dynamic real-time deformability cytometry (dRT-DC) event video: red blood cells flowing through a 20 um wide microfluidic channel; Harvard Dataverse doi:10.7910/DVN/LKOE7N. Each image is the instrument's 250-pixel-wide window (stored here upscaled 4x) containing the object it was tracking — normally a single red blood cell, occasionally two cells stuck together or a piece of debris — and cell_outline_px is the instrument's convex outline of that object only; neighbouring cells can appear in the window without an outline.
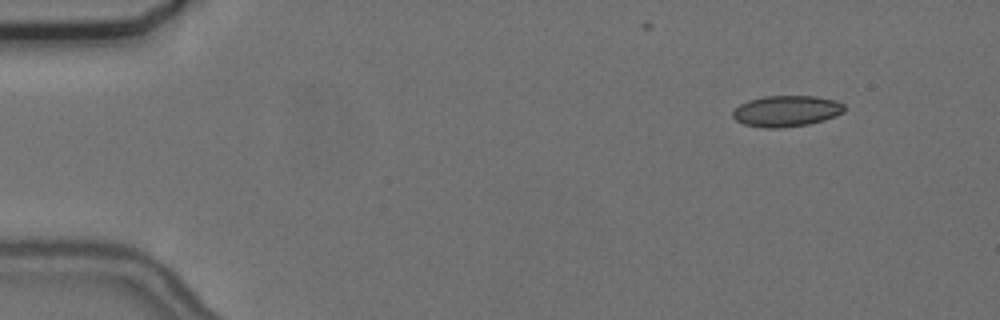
{"species": "common noctule bat (a hibernating species)", "species_latin": "Nyctalus noctula", "temperature_condition": "cold", "stored_images_in_passage": 51, "camera_frame_rate_fps": 3000, "um_per_image_px": 0.085, "animal": {"sex": "female", "body_mass_g": 24.6, "forearm_length_mm": 56.2}, "frame": {"image": 1, "passage_image": 1, "time_ms": 0.0, "image_size_px": [1000, 320], "cell_outline_px": [[844, 112], [836, 116], [824, 120], [808, 124], [780, 128], [764, 128], [744, 124], [736, 120], [732, 116], [732, 112], [740, 104], [748, 100], [764, 96], [816, 96], [836, 100], [844, 104]], "centroid_in_image_um": [66.85, 9.44], "position_along_channel_um": 18.1, "area_um2": 20.29}}
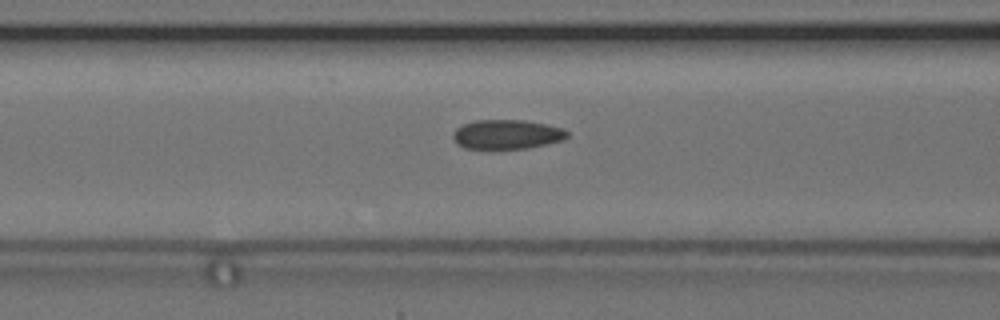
{"frame": {"image": 2, "passage_image": 18, "time_ms": 5.667, "image_size_px": [1000, 320], "cell_outline_px": [[568, 136], [564, 140], [528, 148], [492, 152], [464, 148], [456, 144], [452, 136], [452, 132], [456, 128], [464, 124], [476, 120], [524, 120], [564, 128], [568, 132]], "centroid_in_image_um": [43.03, 11.47], "position_along_channel_um": 123.6, "area_um2": 20.46}}
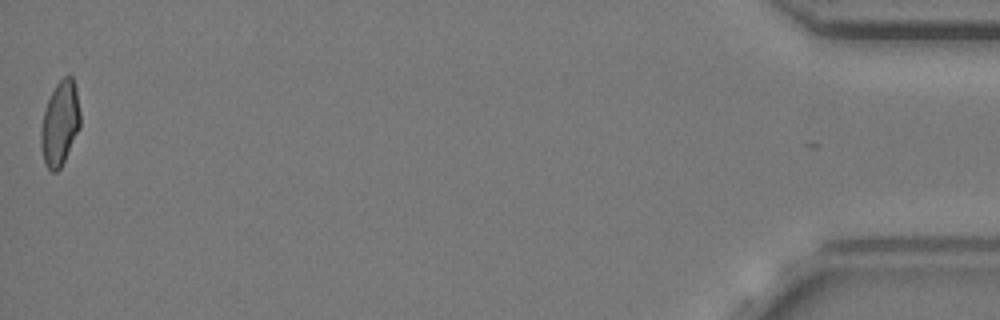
{"frame": {"image": 3, "passage_image": 51, "time_ms": 16.667, "image_size_px": [1000, 320], "cell_outline_px": [[80, 128], [60, 168], [56, 172], [52, 172], [44, 164], [40, 144], [40, 132], [44, 112], [48, 100], [56, 84], [64, 76], [72, 76], [76, 88], [80, 112]], "centroid_in_image_um": [5.09, 10.5], "position_along_channel_um": 430.1, "area_um2": 19.25}, "authors_computed_cell_mechanics": {"area_um2": 19.8832, "velocity_mm_per_s": 3.6623, "shape_relaxation_time_tau1_ms": 10.5026, "shape_relaxation_time_tau2_ms": 1.7222, "deformation_change_tau1": 0.1824, "deformation_change_tau2": 0.0597}}